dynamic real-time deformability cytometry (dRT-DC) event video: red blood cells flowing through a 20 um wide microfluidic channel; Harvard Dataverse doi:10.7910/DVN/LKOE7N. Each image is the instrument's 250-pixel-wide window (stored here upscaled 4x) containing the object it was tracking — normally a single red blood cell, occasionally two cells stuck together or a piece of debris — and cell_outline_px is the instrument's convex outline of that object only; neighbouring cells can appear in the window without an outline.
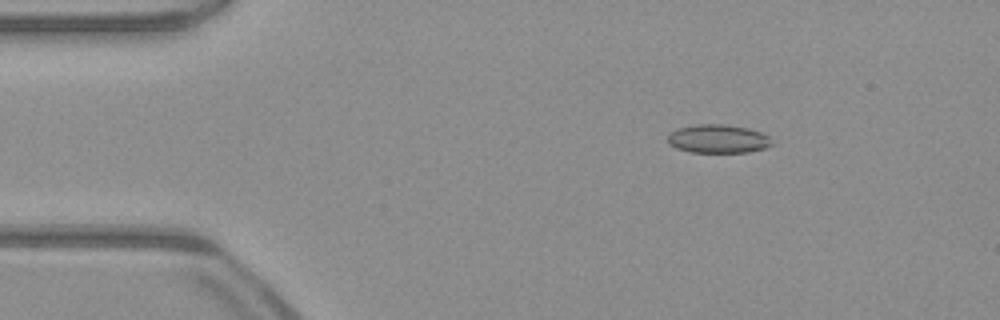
{"species": "common noctule bat (a hibernating species)", "species_latin": "Nyctalus noctula", "temperature_condition": "warm", "stored_images_in_passage": 51, "camera_frame_rate_fps": 3000, "um_per_image_px": 0.085, "animal": {"sex": "male", "body_mass_g": 23.1, "forearm_length_mm": 52.7}, "frame": {"image": 1, "passage_image": 8, "time_ms": 2.333, "image_size_px": [1000, 320], "cell_outline_px": [[772, 144], [764, 148], [748, 152], [688, 152], [676, 148], [668, 144], [668, 136], [676, 128], [696, 124], [724, 124], [748, 128], [760, 132], [768, 136]], "centroid_in_image_um": [60.99, 11.8], "position_along_channel_um": 24.0, "area_um2": 17.28}}
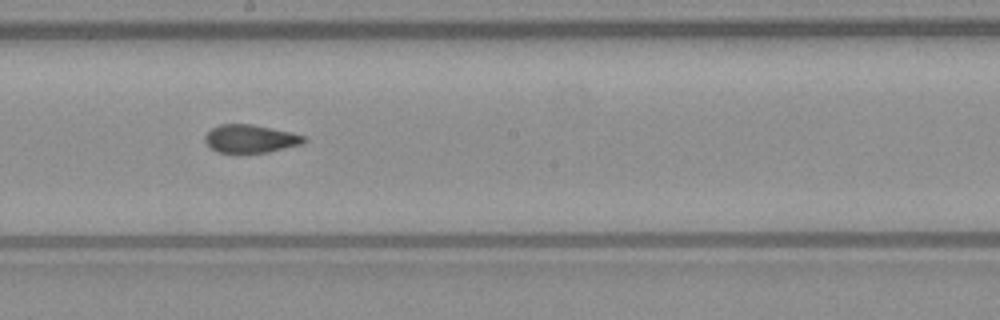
{"frame": {"image": 2, "passage_image": 28, "time_ms": 9.0, "image_size_px": [1000, 320], "cell_outline_px": [[308, 140], [304, 144], [268, 152], [216, 152], [204, 140], [204, 136], [212, 128], [220, 124], [252, 124], [292, 132], [304, 136]], "centroid_in_image_um": [21.32, 11.78], "position_along_channel_um": 226.9, "area_um2": 16.18}}
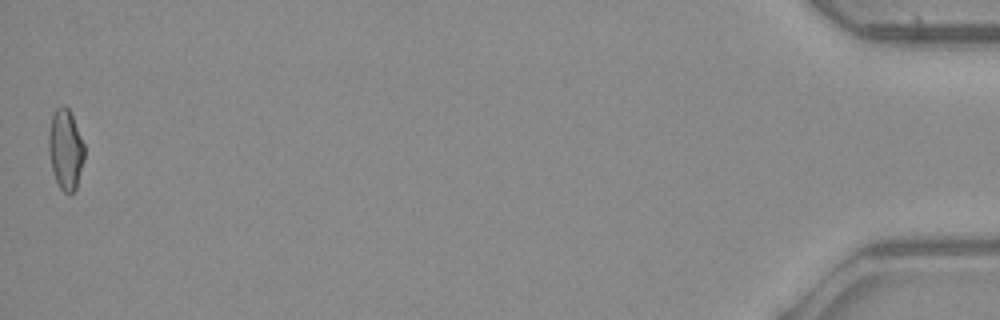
{"frame": {"image": 3, "passage_image": 51, "time_ms": 16.667, "image_size_px": [1000, 320], "cell_outline_px": [[84, 160], [76, 188], [72, 192], [64, 192], [60, 188], [56, 180], [52, 168], [48, 152], [48, 132], [52, 116], [56, 108], [60, 104], [64, 104], [68, 108], [72, 116], [84, 144]], "centroid_in_image_um": [5.56, 12.67], "position_along_channel_um": 429.6, "area_um2": 16.65}, "authors_computed_cell_mechanics": {"area_um2": 16.9354, "velocity_mm_per_s": 4.0424, "shape_relaxation_time_tau1_ms": null, "shape_relaxation_time_tau2_ms": 1.6854, "deformation_change_tau1": null, "deformation_change_tau2": 0.0496}}